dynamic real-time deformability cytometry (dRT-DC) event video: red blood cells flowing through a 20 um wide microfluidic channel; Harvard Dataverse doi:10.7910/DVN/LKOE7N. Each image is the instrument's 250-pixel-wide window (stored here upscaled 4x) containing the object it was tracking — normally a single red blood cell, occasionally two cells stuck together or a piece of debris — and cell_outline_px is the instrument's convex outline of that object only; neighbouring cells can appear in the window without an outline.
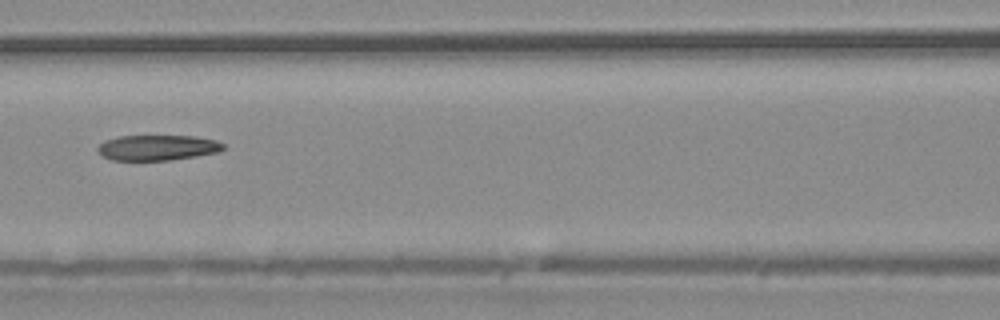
{"species": "common noctule bat (a hibernating species)", "species_latin": "Nyctalus noctula", "temperature_condition": "warm", "stored_images_in_passage": 9, "camera_frame_rate_fps": 3000, "um_per_image_px": 0.085, "animal": {"sex": "male", "body_mass_g": 20.4}, "frame": {"image": 1, "passage_image": 7, "time_ms": 2.0, "image_size_px": [1000, 320], "cell_outline_px": [[224, 148], [216, 152], [196, 156], [172, 160], [112, 160], [104, 156], [96, 148], [104, 140], [120, 136], [196, 136], [216, 140], [224, 144]], "centroid_in_image_um": [13.39, 12.54], "position_along_channel_um": 153.2, "area_um2": 18.5}}
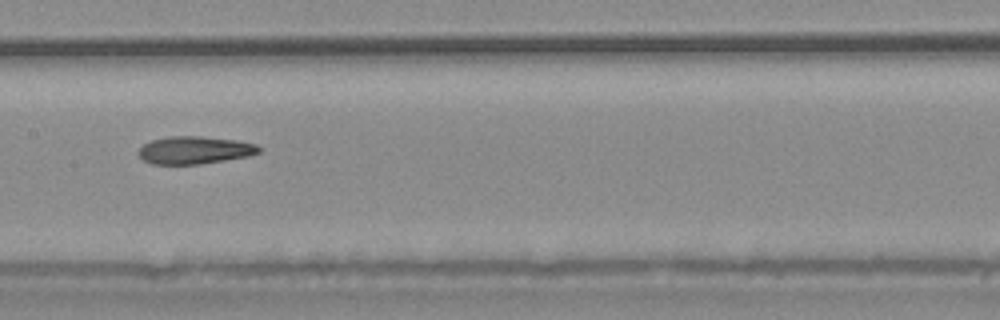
{"frame": {"image": 2, "passage_image": 8, "time_ms": 2.333, "image_size_px": [1000, 320], "cell_outline_px": [[260, 152], [248, 156], [200, 164], [152, 164], [144, 160], [136, 152], [144, 144], [152, 140], [168, 136], [200, 136], [236, 140], [256, 144], [260, 148]], "centroid_in_image_um": [16.53, 12.76], "position_along_channel_um": 190.9, "area_um2": 19.31}}